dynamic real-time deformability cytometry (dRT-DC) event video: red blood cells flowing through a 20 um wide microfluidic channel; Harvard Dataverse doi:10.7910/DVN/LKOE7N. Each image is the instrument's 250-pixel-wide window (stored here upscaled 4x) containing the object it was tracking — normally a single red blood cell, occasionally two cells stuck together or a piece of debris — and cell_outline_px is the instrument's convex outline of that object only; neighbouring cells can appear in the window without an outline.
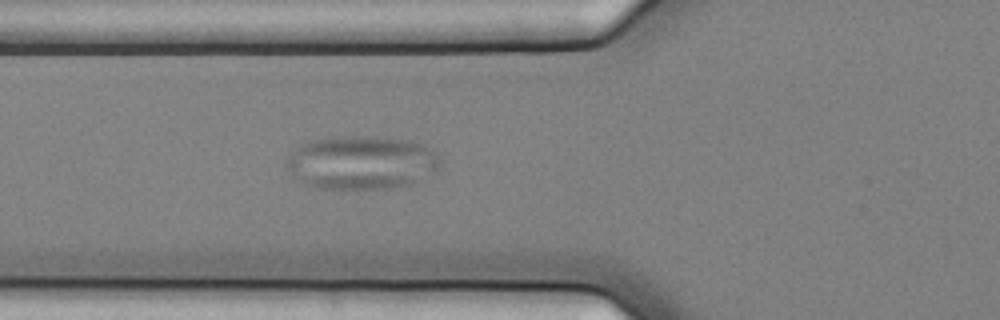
{"species": "common noctule bat (a hibernating species)", "species_latin": "Nyctalus noctula", "temperature_condition": "cold", "stored_images_in_passage": 41, "camera_frame_rate_fps": 3000, "um_per_image_px": 0.085, "animal": {"sex": "female", "body_mass_g": 25.1}, "frame": {"image": 1, "passage_image": 6, "time_ms": 1.667, "image_size_px": [1000, 320], "cell_outline_px": [[440, 164], [436, 172], [408, 184], [388, 188], [320, 188], [304, 184], [296, 180], [284, 164], [284, 160], [292, 152], [308, 140], [340, 136], [376, 136], [408, 140], [420, 144], [436, 152], [440, 160]], "centroid_in_image_um": [30.68, 13.8], "position_along_channel_um": 95.1, "area_um2": 48.03}}
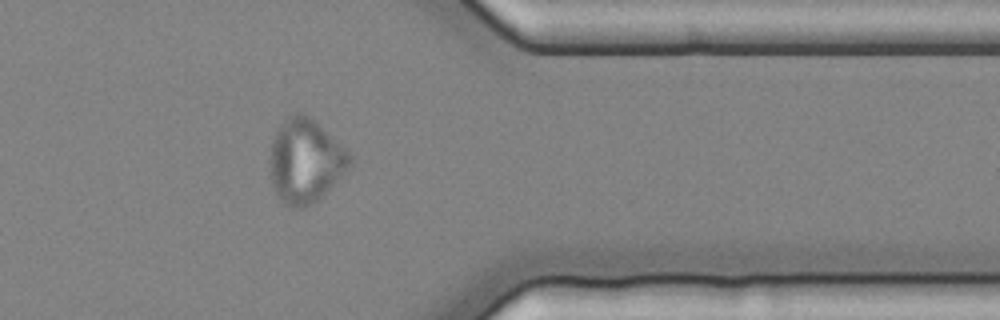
{"frame": {"image": 2, "passage_image": 31, "time_ms": 10.0, "image_size_px": [1000, 320], "cell_outline_px": [[352, 164], [324, 196], [312, 204], [304, 208], [292, 208], [284, 204], [280, 200], [272, 184], [268, 164], [272, 140], [276, 128], [292, 112], [304, 112], [312, 116], [352, 156]], "centroid_in_image_um": [25.93, 13.67], "position_along_channel_um": 385.5, "area_um2": 39.82}}
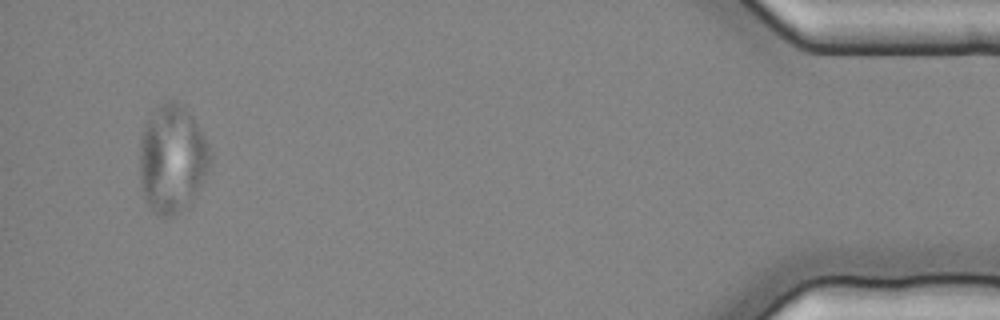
{"frame": {"image": 3, "passage_image": 39, "time_ms": 12.667, "image_size_px": [1000, 320], "cell_outline_px": [[212, 156], [204, 176], [192, 204], [188, 208], [164, 220], [152, 212], [144, 196], [140, 180], [140, 140], [144, 124], [156, 108], [160, 104], [168, 100], [176, 100], [192, 116], [204, 136], [208, 144]], "centroid_in_image_um": [14.62, 13.55], "position_along_channel_um": 420.6, "area_um2": 44.68}}